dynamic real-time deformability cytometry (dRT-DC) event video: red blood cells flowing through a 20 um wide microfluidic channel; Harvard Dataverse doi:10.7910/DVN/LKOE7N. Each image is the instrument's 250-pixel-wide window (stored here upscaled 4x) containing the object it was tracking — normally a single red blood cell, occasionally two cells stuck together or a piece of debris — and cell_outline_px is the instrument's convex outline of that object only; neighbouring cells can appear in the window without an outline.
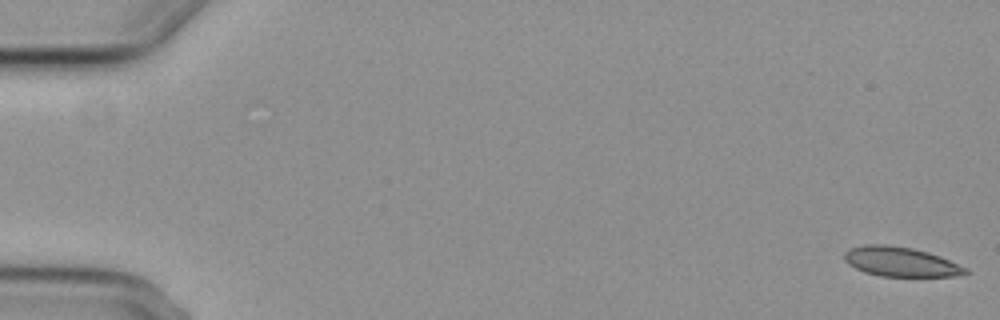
{"species": "common noctule bat (a hibernating species)", "species_latin": "Nyctalus noctula", "temperature_condition": "cold", "stored_images_in_passage": 7, "camera_frame_rate_fps": 3000, "um_per_image_px": 0.085, "animal": {"sex": "female", "body_mass_g": 29.2, "forearm_length_mm": 56.3}, "frame": {"image": 1, "passage_image": 1, "time_ms": 0.0, "image_size_px": [1000, 320], "cell_outline_px": [[972, 272], [956, 276], [880, 276], [864, 272], [848, 264], [844, 260], [844, 252], [848, 248], [864, 244], [888, 244], [912, 248], [928, 252], [940, 256], [968, 268]], "centroid_in_image_um": [76.55, 22.24], "position_along_channel_um": 8.5, "area_um2": 21.1}}
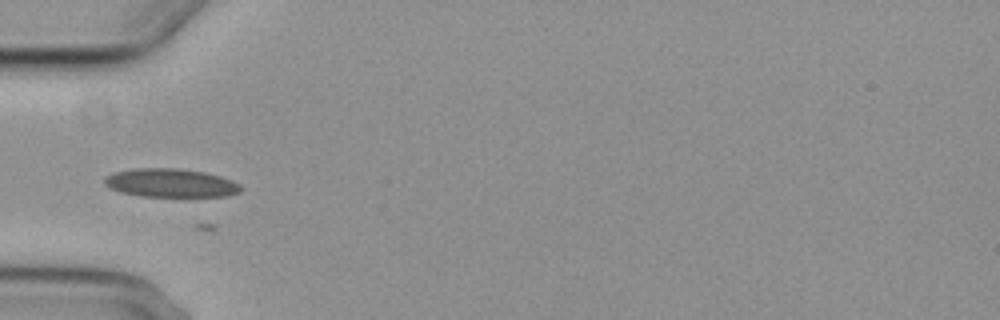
{"frame": {"image": 2, "passage_image": 5, "time_ms": 6.0, "image_size_px": [1000, 320], "cell_outline_px": [[244, 188], [240, 192], [228, 196], [140, 196], [120, 192], [108, 188], [104, 184], [104, 180], [112, 172], [132, 168], [180, 168], [204, 172], [220, 176], [232, 180], [240, 184]], "centroid_in_image_um": [14.51, 15.54], "position_along_channel_um": 70.5, "area_um2": 22.89}}
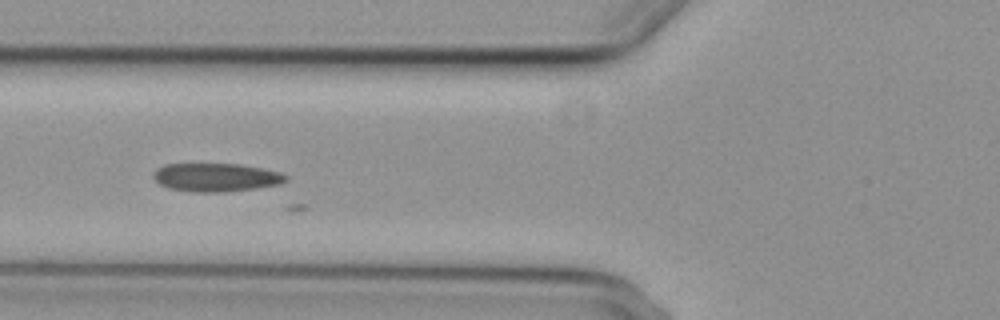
{"frame": {"image": 3, "passage_image": 6, "time_ms": 7.0, "image_size_px": [1000, 320], "cell_outline_px": [[288, 180], [280, 184], [256, 188], [224, 192], [192, 192], [168, 188], [160, 184], [152, 176], [152, 172], [156, 168], [164, 164], [240, 164], [264, 168], [280, 172], [288, 176]], "centroid_in_image_um": [18.36, 15.07], "position_along_channel_um": 107.4, "area_um2": 22.14}}